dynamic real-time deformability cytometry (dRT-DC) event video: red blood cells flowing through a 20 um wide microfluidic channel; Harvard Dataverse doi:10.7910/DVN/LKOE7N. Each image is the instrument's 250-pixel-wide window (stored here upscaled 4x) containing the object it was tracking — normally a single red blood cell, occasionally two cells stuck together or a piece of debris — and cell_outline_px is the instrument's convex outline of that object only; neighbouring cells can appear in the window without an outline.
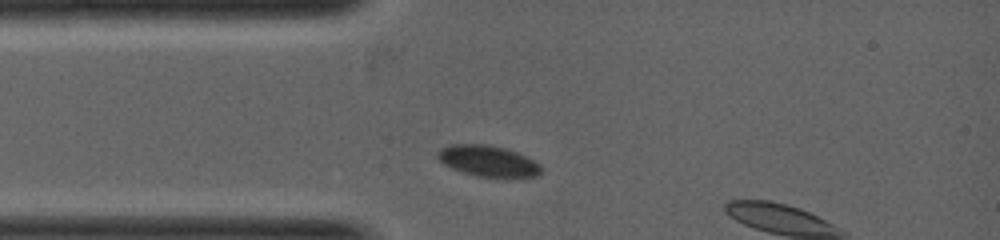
{"species": "common noctule bat (a hibernating species)", "species_latin": "Nyctalus noctula", "temperature_condition": "warm", "stored_images_in_passage": 2, "camera_frame_rate_fps": 5000, "um_per_image_px": 0.085, "animal": {"sex": "female", "body_mass_g": 19.0, "forearm_length_mm": 53.3}, "frame": {"image": 1, "passage_image": 1, "time_ms": 0.0, "image_size_px": [1000, 240], "cell_outline_px": [[540, 172], [536, 176], [476, 176], [460, 172], [444, 164], [436, 156], [436, 152], [440, 148], [452, 144], [484, 144], [504, 148], [516, 152], [540, 164]], "centroid_in_image_um": [41.4, 13.67], "position_along_channel_um": 43.6, "area_um2": 18.32}}